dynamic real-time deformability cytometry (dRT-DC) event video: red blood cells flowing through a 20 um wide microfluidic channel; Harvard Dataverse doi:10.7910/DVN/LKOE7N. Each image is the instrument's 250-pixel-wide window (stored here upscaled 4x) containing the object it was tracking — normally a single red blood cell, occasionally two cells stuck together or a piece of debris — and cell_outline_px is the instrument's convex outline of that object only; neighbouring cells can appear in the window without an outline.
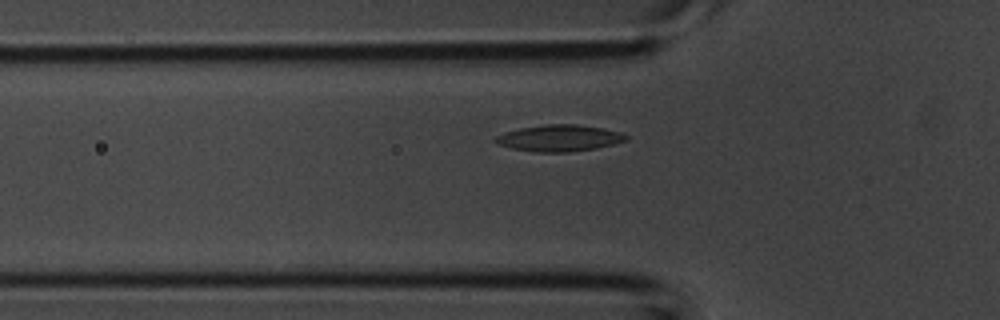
{"species": "common noctule bat (a hibernating species)", "species_latin": "Nyctalus noctula", "temperature_condition": "room temperature", "stored_images_in_passage": 30, "camera_frame_rate_fps": 3000, "um_per_image_px": 0.085, "animal": {"sex": "male", "body_mass_g": 20.1, "forearm_length_mm": 53.5}, "frame": {"image": 1, "passage_image": 2, "time_ms": 0.333, "image_size_px": [1000, 320], "cell_outline_px": [[628, 140], [596, 148], [568, 152], [536, 152], [512, 148], [500, 144], [492, 140], [496, 136], [504, 132], [520, 128], [544, 124], [576, 124], [604, 128], [620, 132], [628, 136]], "centroid_in_image_um": [47.54, 11.73], "position_along_channel_um": 78.3, "area_um2": 20.11}}
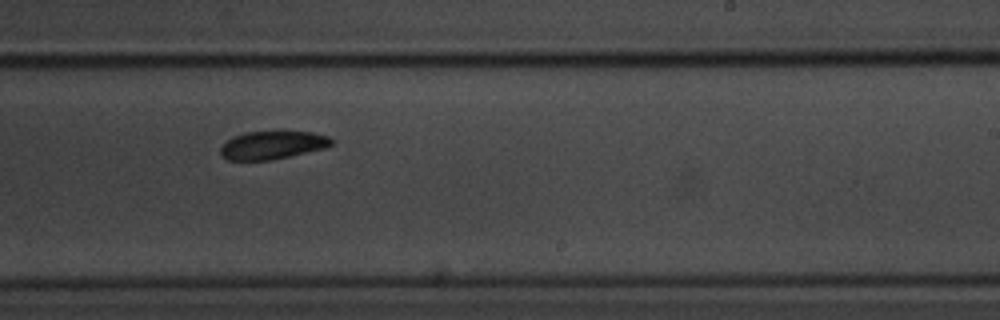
{"frame": {"image": 2, "passage_image": 14, "time_ms": 4.333, "image_size_px": [1000, 320], "cell_outline_px": [[336, 140], [328, 148], [272, 160], [228, 160], [220, 156], [220, 148], [232, 136], [244, 132], [312, 132], [328, 136]], "centroid_in_image_um": [23.19, 12.34], "position_along_channel_um": 265.8, "area_um2": 18.38}}
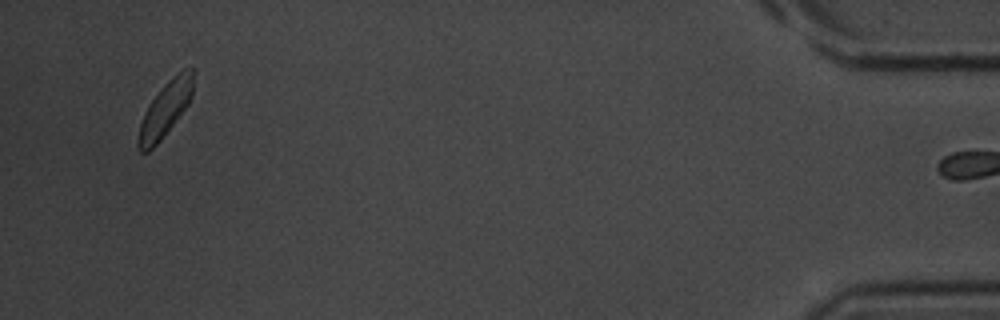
{"frame": {"image": 3, "passage_image": 29, "time_ms": 9.333, "image_size_px": [1000, 320], "cell_outline_px": [[196, 68], [192, 96], [188, 104], [160, 140], [148, 152], [140, 152], [136, 144], [136, 140], [140, 124], [148, 104], [160, 88], [172, 76], [184, 68]], "centroid_in_image_um": [14.06, 9.23], "position_along_channel_um": 421.1, "area_um2": 17.69}}